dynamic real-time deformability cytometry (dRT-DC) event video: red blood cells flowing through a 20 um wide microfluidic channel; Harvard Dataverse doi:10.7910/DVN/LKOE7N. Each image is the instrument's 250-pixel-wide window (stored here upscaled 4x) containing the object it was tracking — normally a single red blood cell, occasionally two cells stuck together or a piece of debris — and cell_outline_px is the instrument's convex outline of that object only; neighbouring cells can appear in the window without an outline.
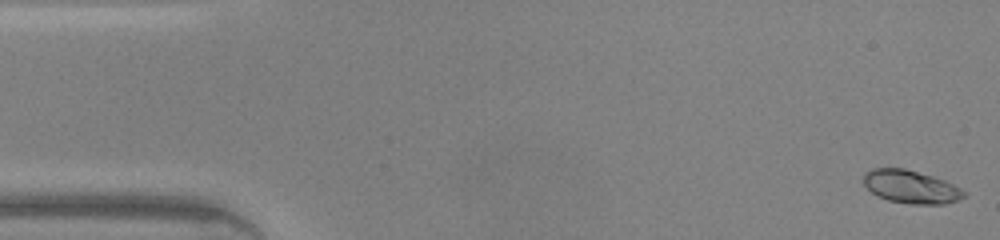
{"species": "common noctule bat (a hibernating species)", "species_latin": "Nyctalus noctula", "temperature_condition": "warm", "stored_images_in_passage": 46, "camera_frame_rate_fps": 3000, "um_per_image_px": 0.085, "animal": {"sex": "male", "body_mass_g": 20.0, "forearm_length_mm": 53.3}, "frame": {"image": 1, "passage_image": 1, "time_ms": 0.0, "image_size_px": [1000, 240], "cell_outline_px": [[968, 196], [944, 204], [908, 204], [888, 200], [872, 192], [864, 184], [864, 172], [872, 168], [904, 168], [932, 176], [944, 180], [968, 192]], "centroid_in_image_um": [77.45, 15.88], "position_along_channel_um": 7.6, "area_um2": 19.31}}
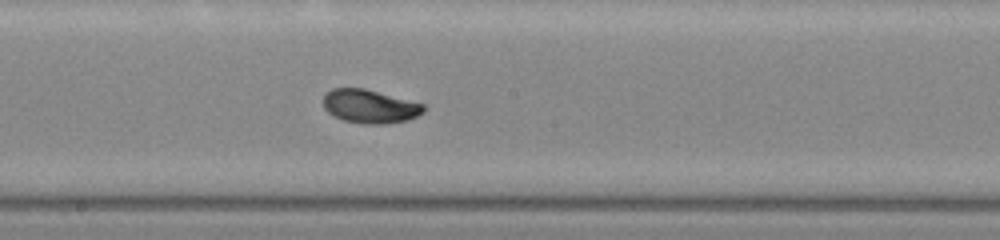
{"frame": {"image": 2, "passage_image": 24, "time_ms": 7.667, "image_size_px": [1000, 240], "cell_outline_px": [[428, 108], [424, 112], [408, 120], [384, 124], [364, 124], [344, 120], [328, 112], [324, 108], [324, 96], [332, 88], [364, 88], [424, 104]], "centroid_in_image_um": [31.47, 9.04], "position_along_channel_um": 216.7, "area_um2": 19.54}}
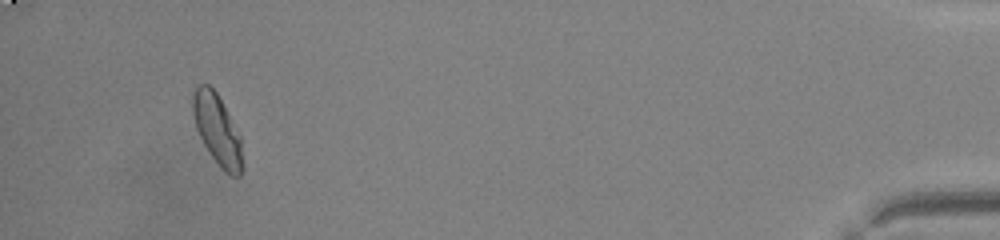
{"frame": {"image": 3, "passage_image": 43, "time_ms": 14.0, "image_size_px": [1000, 240], "cell_outline_px": [[244, 168], [240, 176], [232, 176], [224, 172], [212, 156], [204, 144], [196, 128], [192, 116], [192, 92], [200, 84], [208, 84], [216, 92], [240, 136]], "centroid_in_image_um": [18.47, 11.05], "position_along_channel_um": 416.7, "area_um2": 20.29}, "authors_computed_cell_mechanics": {"area_um2": 19.5942, "velocity_mm_per_s": 4.3905, "shape_relaxation_time_tau1_ms": 2.5397, "shape_relaxation_time_tau2_ms": 0.7058, "deformation_change_tau1": 0.1481, "deformation_change_tau2": 0.0346}}